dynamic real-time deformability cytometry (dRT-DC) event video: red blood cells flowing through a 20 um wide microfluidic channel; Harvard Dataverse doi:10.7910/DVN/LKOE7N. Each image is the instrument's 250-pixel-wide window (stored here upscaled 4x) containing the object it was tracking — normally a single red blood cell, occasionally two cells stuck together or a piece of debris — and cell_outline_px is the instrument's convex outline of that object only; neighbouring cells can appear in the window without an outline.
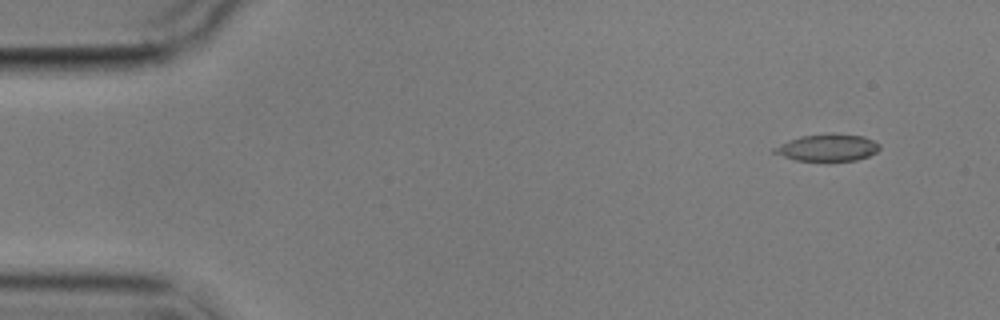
{"species": "common noctule bat (a hibernating species)", "species_latin": "Nyctalus noctula", "temperature_condition": "cold", "stored_images_in_passage": 13, "camera_frame_rate_fps": 3000, "um_per_image_px": 0.085, "animal": {"sex": "male", "body_mass_g": 17.9}, "frame": {"image": 1, "passage_image": 2, "time_ms": 1.0, "image_size_px": [1000, 320], "cell_outline_px": [[880, 148], [876, 152], [868, 156], [856, 160], [828, 164], [796, 160], [772, 152], [772, 148], [788, 140], [800, 136], [832, 132], [864, 136], [880, 144]], "centroid_in_image_um": [70.34, 12.58], "position_along_channel_um": 14.7, "area_um2": 17.46}}
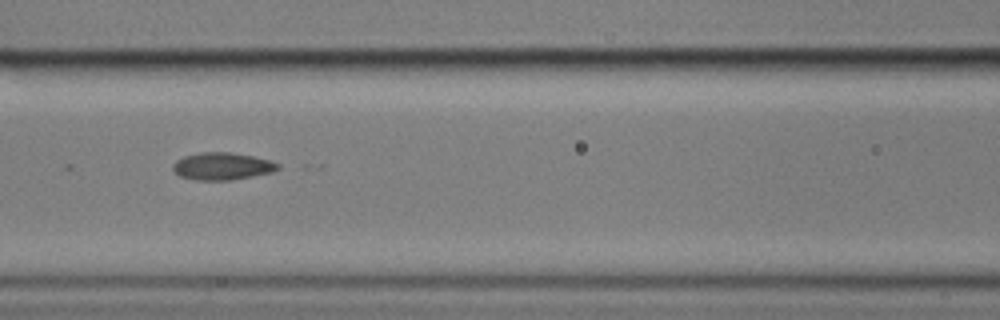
{"frame": {"image": 2, "passage_image": 7, "time_ms": 7.667, "image_size_px": [1000, 320], "cell_outline_px": [[280, 168], [272, 172], [232, 180], [196, 180], [180, 176], [172, 168], [172, 164], [176, 160], [184, 156], [200, 152], [228, 152], [252, 156], [272, 160], [280, 164]], "centroid_in_image_um": [18.9, 14.12], "position_along_channel_um": 147.7, "area_um2": 16.76}}
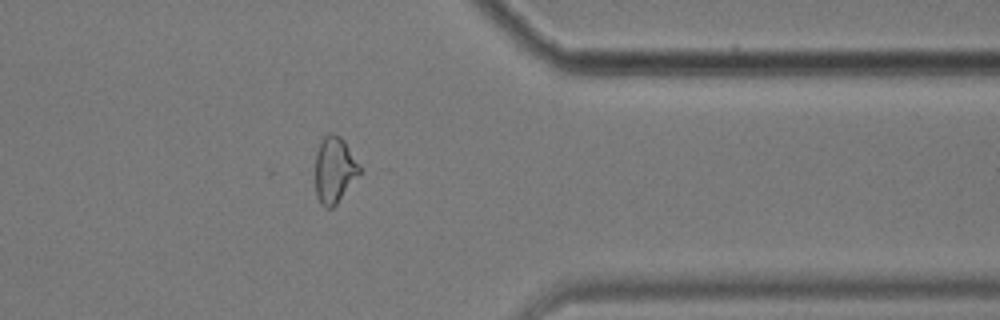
{"frame": {"image": 3, "passage_image": 13, "time_ms": 14.667, "image_size_px": [1000, 320], "cell_outline_px": [[360, 172], [336, 204], [332, 208], [324, 208], [316, 196], [316, 152], [324, 136], [328, 132], [332, 132], [340, 136], [344, 140], [360, 164]], "centroid_in_image_um": [28.42, 14.41], "position_along_channel_um": 383.0, "area_um2": 16.94}, "authors_computed_cell_mechanics": {"area_um2": 16.9354, "velocity_mm_per_s": 3.5386, "shape_relaxation_time_tau1_ms": null, "shape_relaxation_time_tau2_ms": 2.7341, "deformation_change_tau1": null, "deformation_change_tau2": 0.071}}